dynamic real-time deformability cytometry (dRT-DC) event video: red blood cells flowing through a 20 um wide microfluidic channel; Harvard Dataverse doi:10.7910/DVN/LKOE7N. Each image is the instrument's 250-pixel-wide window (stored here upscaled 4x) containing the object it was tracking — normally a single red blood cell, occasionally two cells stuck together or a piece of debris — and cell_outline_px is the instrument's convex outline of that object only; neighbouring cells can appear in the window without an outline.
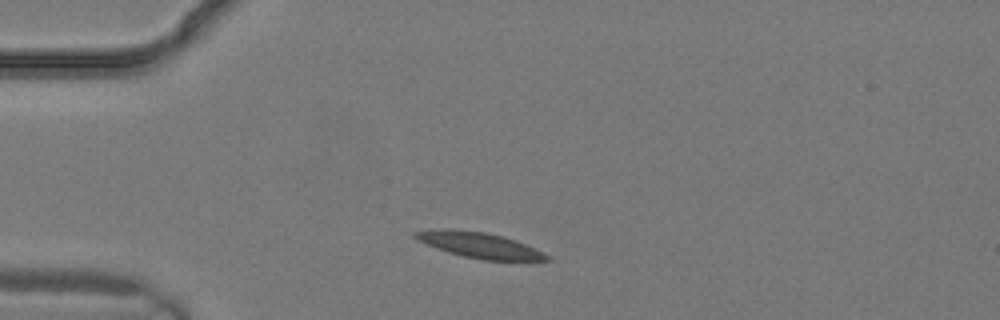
{"species": "common noctule bat (a hibernating species)", "species_latin": "Nyctalus noctula", "temperature_condition": "warm", "stored_images_in_passage": 1, "camera_frame_rate_fps": 3000, "um_per_image_px": 0.085, "animal": {"sex": "male", "body_mass_g": 19.2, "forearm_length_mm": 51.8}, "frame": {"image": 1, "passage_image": 1, "time_ms": 0.0, "image_size_px": [1000, 320], "cell_outline_px": [[552, 260], [484, 260], [464, 256], [448, 252], [436, 248], [416, 240], [412, 236], [412, 232], [444, 228], [448, 228], [484, 232], [516, 240], [544, 252], [552, 256]], "centroid_in_image_um": [40.74, 20.83], "position_along_channel_um": 44.3, "area_um2": 19.59}}